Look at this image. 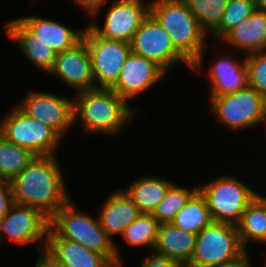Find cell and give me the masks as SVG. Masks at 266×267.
Masks as SVG:
<instances>
[{"label": "cell", "instance_id": "13", "mask_svg": "<svg viewBox=\"0 0 266 267\" xmlns=\"http://www.w3.org/2000/svg\"><path fill=\"white\" fill-rule=\"evenodd\" d=\"M16 105L29 117L50 127L62 139L65 138V132L74 124L73 98L30 90Z\"/></svg>", "mask_w": 266, "mask_h": 267}, {"label": "cell", "instance_id": "21", "mask_svg": "<svg viewBox=\"0 0 266 267\" xmlns=\"http://www.w3.org/2000/svg\"><path fill=\"white\" fill-rule=\"evenodd\" d=\"M239 51L250 53L266 50V12L256 9L249 17L230 30L221 42Z\"/></svg>", "mask_w": 266, "mask_h": 267}, {"label": "cell", "instance_id": "39", "mask_svg": "<svg viewBox=\"0 0 266 267\" xmlns=\"http://www.w3.org/2000/svg\"><path fill=\"white\" fill-rule=\"evenodd\" d=\"M4 182V180L0 176V185Z\"/></svg>", "mask_w": 266, "mask_h": 267}, {"label": "cell", "instance_id": "12", "mask_svg": "<svg viewBox=\"0 0 266 267\" xmlns=\"http://www.w3.org/2000/svg\"><path fill=\"white\" fill-rule=\"evenodd\" d=\"M111 2L103 26L94 20L87 25L98 36L130 43L142 21L149 14L150 0H114Z\"/></svg>", "mask_w": 266, "mask_h": 267}, {"label": "cell", "instance_id": "4", "mask_svg": "<svg viewBox=\"0 0 266 267\" xmlns=\"http://www.w3.org/2000/svg\"><path fill=\"white\" fill-rule=\"evenodd\" d=\"M77 210L70 198L50 219L49 226L62 239L77 242L88 250L105 255L115 266H122L119 247L105 233L98 218Z\"/></svg>", "mask_w": 266, "mask_h": 267}, {"label": "cell", "instance_id": "2", "mask_svg": "<svg viewBox=\"0 0 266 267\" xmlns=\"http://www.w3.org/2000/svg\"><path fill=\"white\" fill-rule=\"evenodd\" d=\"M74 96L73 123L80 120L82 134L120 135L137 113L110 88L83 90Z\"/></svg>", "mask_w": 266, "mask_h": 267}, {"label": "cell", "instance_id": "7", "mask_svg": "<svg viewBox=\"0 0 266 267\" xmlns=\"http://www.w3.org/2000/svg\"><path fill=\"white\" fill-rule=\"evenodd\" d=\"M210 105L219 122L231 131L253 128L264 121L266 123V100L250 86L214 96L210 99Z\"/></svg>", "mask_w": 266, "mask_h": 267}, {"label": "cell", "instance_id": "5", "mask_svg": "<svg viewBox=\"0 0 266 267\" xmlns=\"http://www.w3.org/2000/svg\"><path fill=\"white\" fill-rule=\"evenodd\" d=\"M197 186L207 202L212 220L233 225L238 223L243 212L258 195L232 175H222Z\"/></svg>", "mask_w": 266, "mask_h": 267}, {"label": "cell", "instance_id": "22", "mask_svg": "<svg viewBox=\"0 0 266 267\" xmlns=\"http://www.w3.org/2000/svg\"><path fill=\"white\" fill-rule=\"evenodd\" d=\"M197 234L172 223H160L153 253L166 256L185 267L193 256Z\"/></svg>", "mask_w": 266, "mask_h": 267}, {"label": "cell", "instance_id": "27", "mask_svg": "<svg viewBox=\"0 0 266 267\" xmlns=\"http://www.w3.org/2000/svg\"><path fill=\"white\" fill-rule=\"evenodd\" d=\"M158 220L152 213H141L122 233V238L132 247H149L153 252L157 240Z\"/></svg>", "mask_w": 266, "mask_h": 267}, {"label": "cell", "instance_id": "1", "mask_svg": "<svg viewBox=\"0 0 266 267\" xmlns=\"http://www.w3.org/2000/svg\"><path fill=\"white\" fill-rule=\"evenodd\" d=\"M56 156H36L10 181L14 203L38 209L49 220L71 198Z\"/></svg>", "mask_w": 266, "mask_h": 267}, {"label": "cell", "instance_id": "8", "mask_svg": "<svg viewBox=\"0 0 266 267\" xmlns=\"http://www.w3.org/2000/svg\"><path fill=\"white\" fill-rule=\"evenodd\" d=\"M13 108V109H12ZM0 120V134L36 156L56 155L63 139L44 123L29 117L14 105Z\"/></svg>", "mask_w": 266, "mask_h": 267}, {"label": "cell", "instance_id": "28", "mask_svg": "<svg viewBox=\"0 0 266 267\" xmlns=\"http://www.w3.org/2000/svg\"><path fill=\"white\" fill-rule=\"evenodd\" d=\"M195 15L201 29L212 35L220 26L229 0H184Z\"/></svg>", "mask_w": 266, "mask_h": 267}, {"label": "cell", "instance_id": "17", "mask_svg": "<svg viewBox=\"0 0 266 267\" xmlns=\"http://www.w3.org/2000/svg\"><path fill=\"white\" fill-rule=\"evenodd\" d=\"M45 253L65 267H122L115 266L105 255L88 250L77 242L62 239L50 226Z\"/></svg>", "mask_w": 266, "mask_h": 267}, {"label": "cell", "instance_id": "19", "mask_svg": "<svg viewBox=\"0 0 266 267\" xmlns=\"http://www.w3.org/2000/svg\"><path fill=\"white\" fill-rule=\"evenodd\" d=\"M5 32L6 36L15 41L30 63L49 75L57 55L53 49L33 34L19 19L7 22Z\"/></svg>", "mask_w": 266, "mask_h": 267}, {"label": "cell", "instance_id": "14", "mask_svg": "<svg viewBox=\"0 0 266 267\" xmlns=\"http://www.w3.org/2000/svg\"><path fill=\"white\" fill-rule=\"evenodd\" d=\"M166 71L152 60L130 53L118 76L110 87L127 102L157 84Z\"/></svg>", "mask_w": 266, "mask_h": 267}, {"label": "cell", "instance_id": "9", "mask_svg": "<svg viewBox=\"0 0 266 267\" xmlns=\"http://www.w3.org/2000/svg\"><path fill=\"white\" fill-rule=\"evenodd\" d=\"M83 40L91 57L95 88H110L131 53L130 43L98 36L88 25Z\"/></svg>", "mask_w": 266, "mask_h": 267}, {"label": "cell", "instance_id": "10", "mask_svg": "<svg viewBox=\"0 0 266 267\" xmlns=\"http://www.w3.org/2000/svg\"><path fill=\"white\" fill-rule=\"evenodd\" d=\"M131 53L160 65L166 72L178 62L191 69L192 64L175 48L171 37L149 13L130 42Z\"/></svg>", "mask_w": 266, "mask_h": 267}, {"label": "cell", "instance_id": "35", "mask_svg": "<svg viewBox=\"0 0 266 267\" xmlns=\"http://www.w3.org/2000/svg\"><path fill=\"white\" fill-rule=\"evenodd\" d=\"M249 259H250L249 253L247 250L241 256L236 258L235 260L224 263V264L217 266V267H252V265H251L252 263Z\"/></svg>", "mask_w": 266, "mask_h": 267}, {"label": "cell", "instance_id": "32", "mask_svg": "<svg viewBox=\"0 0 266 267\" xmlns=\"http://www.w3.org/2000/svg\"><path fill=\"white\" fill-rule=\"evenodd\" d=\"M14 204L11 182L4 181L0 185V219L3 218Z\"/></svg>", "mask_w": 266, "mask_h": 267}, {"label": "cell", "instance_id": "31", "mask_svg": "<svg viewBox=\"0 0 266 267\" xmlns=\"http://www.w3.org/2000/svg\"><path fill=\"white\" fill-rule=\"evenodd\" d=\"M249 86L266 100V50L246 55Z\"/></svg>", "mask_w": 266, "mask_h": 267}, {"label": "cell", "instance_id": "33", "mask_svg": "<svg viewBox=\"0 0 266 267\" xmlns=\"http://www.w3.org/2000/svg\"><path fill=\"white\" fill-rule=\"evenodd\" d=\"M140 266L141 267H183L180 263L166 256L159 255L157 253L152 254L149 258H145Z\"/></svg>", "mask_w": 266, "mask_h": 267}, {"label": "cell", "instance_id": "24", "mask_svg": "<svg viewBox=\"0 0 266 267\" xmlns=\"http://www.w3.org/2000/svg\"><path fill=\"white\" fill-rule=\"evenodd\" d=\"M173 184L166 178L147 175L134 180L124 191L141 213H153Z\"/></svg>", "mask_w": 266, "mask_h": 267}, {"label": "cell", "instance_id": "29", "mask_svg": "<svg viewBox=\"0 0 266 267\" xmlns=\"http://www.w3.org/2000/svg\"><path fill=\"white\" fill-rule=\"evenodd\" d=\"M198 191V187L185 188L173 184L166 196L159 202L152 215L159 223H171L178 211Z\"/></svg>", "mask_w": 266, "mask_h": 267}, {"label": "cell", "instance_id": "20", "mask_svg": "<svg viewBox=\"0 0 266 267\" xmlns=\"http://www.w3.org/2000/svg\"><path fill=\"white\" fill-rule=\"evenodd\" d=\"M141 212L132 199L122 190L110 195L101 205L98 220L105 233L113 239L121 236Z\"/></svg>", "mask_w": 266, "mask_h": 267}, {"label": "cell", "instance_id": "6", "mask_svg": "<svg viewBox=\"0 0 266 267\" xmlns=\"http://www.w3.org/2000/svg\"><path fill=\"white\" fill-rule=\"evenodd\" d=\"M245 251L236 225L212 221L197 234L193 256L185 267H217Z\"/></svg>", "mask_w": 266, "mask_h": 267}, {"label": "cell", "instance_id": "16", "mask_svg": "<svg viewBox=\"0 0 266 267\" xmlns=\"http://www.w3.org/2000/svg\"><path fill=\"white\" fill-rule=\"evenodd\" d=\"M210 62L208 76L211 81V92H209L210 99L214 96H221L224 94L239 91L249 86L248 68L246 64V54L242 56V61L233 52L220 50ZM227 53V54H226ZM211 93V94H210Z\"/></svg>", "mask_w": 266, "mask_h": 267}, {"label": "cell", "instance_id": "30", "mask_svg": "<svg viewBox=\"0 0 266 267\" xmlns=\"http://www.w3.org/2000/svg\"><path fill=\"white\" fill-rule=\"evenodd\" d=\"M255 10V0H229L220 26L212 36L218 40L222 39L230 30L249 17Z\"/></svg>", "mask_w": 266, "mask_h": 267}, {"label": "cell", "instance_id": "26", "mask_svg": "<svg viewBox=\"0 0 266 267\" xmlns=\"http://www.w3.org/2000/svg\"><path fill=\"white\" fill-rule=\"evenodd\" d=\"M36 157L29 149L18 146L0 134V176L11 181Z\"/></svg>", "mask_w": 266, "mask_h": 267}, {"label": "cell", "instance_id": "34", "mask_svg": "<svg viewBox=\"0 0 266 267\" xmlns=\"http://www.w3.org/2000/svg\"><path fill=\"white\" fill-rule=\"evenodd\" d=\"M75 3H77L78 6H80L82 9H84L89 16L95 17L99 14V10L103 8V5L106 4V2H109V0H72Z\"/></svg>", "mask_w": 266, "mask_h": 267}, {"label": "cell", "instance_id": "37", "mask_svg": "<svg viewBox=\"0 0 266 267\" xmlns=\"http://www.w3.org/2000/svg\"><path fill=\"white\" fill-rule=\"evenodd\" d=\"M256 9L264 10L266 12V0H255Z\"/></svg>", "mask_w": 266, "mask_h": 267}, {"label": "cell", "instance_id": "36", "mask_svg": "<svg viewBox=\"0 0 266 267\" xmlns=\"http://www.w3.org/2000/svg\"><path fill=\"white\" fill-rule=\"evenodd\" d=\"M38 257L47 265V267H65L54 262L45 252H42Z\"/></svg>", "mask_w": 266, "mask_h": 267}, {"label": "cell", "instance_id": "25", "mask_svg": "<svg viewBox=\"0 0 266 267\" xmlns=\"http://www.w3.org/2000/svg\"><path fill=\"white\" fill-rule=\"evenodd\" d=\"M212 221L207 202L197 191L178 211L171 223L180 229L198 234Z\"/></svg>", "mask_w": 266, "mask_h": 267}, {"label": "cell", "instance_id": "38", "mask_svg": "<svg viewBox=\"0 0 266 267\" xmlns=\"http://www.w3.org/2000/svg\"><path fill=\"white\" fill-rule=\"evenodd\" d=\"M34 267H47V265L38 257V260L36 261Z\"/></svg>", "mask_w": 266, "mask_h": 267}, {"label": "cell", "instance_id": "15", "mask_svg": "<svg viewBox=\"0 0 266 267\" xmlns=\"http://www.w3.org/2000/svg\"><path fill=\"white\" fill-rule=\"evenodd\" d=\"M54 77L60 78L76 92L94 89L91 57L84 40L75 47L57 53L54 66L49 72Z\"/></svg>", "mask_w": 266, "mask_h": 267}, {"label": "cell", "instance_id": "3", "mask_svg": "<svg viewBox=\"0 0 266 267\" xmlns=\"http://www.w3.org/2000/svg\"><path fill=\"white\" fill-rule=\"evenodd\" d=\"M149 13L171 37L175 48L199 74L204 64L207 34L184 0H150ZM203 66V67H202Z\"/></svg>", "mask_w": 266, "mask_h": 267}, {"label": "cell", "instance_id": "11", "mask_svg": "<svg viewBox=\"0 0 266 267\" xmlns=\"http://www.w3.org/2000/svg\"><path fill=\"white\" fill-rule=\"evenodd\" d=\"M49 224L50 220L38 209L14 203L0 219V244L8 239L21 246L39 242L41 254L46 249Z\"/></svg>", "mask_w": 266, "mask_h": 267}, {"label": "cell", "instance_id": "23", "mask_svg": "<svg viewBox=\"0 0 266 267\" xmlns=\"http://www.w3.org/2000/svg\"><path fill=\"white\" fill-rule=\"evenodd\" d=\"M236 228L243 248L249 242L266 245V196L258 194L241 215Z\"/></svg>", "mask_w": 266, "mask_h": 267}, {"label": "cell", "instance_id": "18", "mask_svg": "<svg viewBox=\"0 0 266 267\" xmlns=\"http://www.w3.org/2000/svg\"><path fill=\"white\" fill-rule=\"evenodd\" d=\"M33 34L56 53L75 47L83 40L86 27L78 32L53 19L31 15L18 18Z\"/></svg>", "mask_w": 266, "mask_h": 267}]
</instances>
